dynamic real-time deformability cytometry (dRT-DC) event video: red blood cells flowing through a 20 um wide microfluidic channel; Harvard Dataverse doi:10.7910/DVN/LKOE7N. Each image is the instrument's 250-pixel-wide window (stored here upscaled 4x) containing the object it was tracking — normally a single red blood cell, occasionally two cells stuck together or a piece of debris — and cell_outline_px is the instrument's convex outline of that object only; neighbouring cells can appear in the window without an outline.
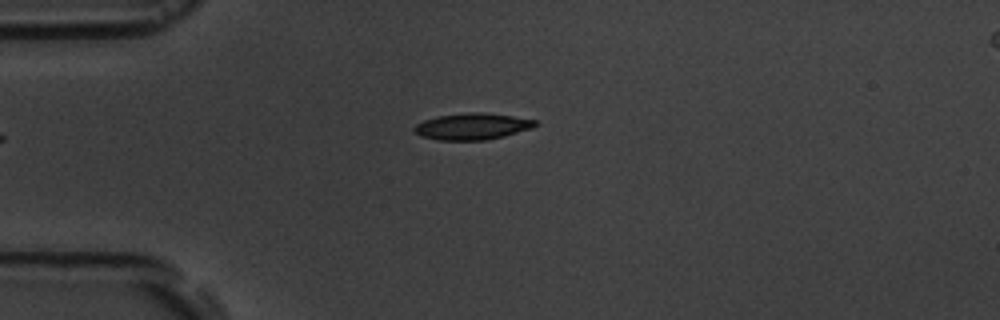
{"species": "common noctule bat (a hibernating species)", "species_latin": "Nyctalus noctula", "temperature_condition": "room temperature", "stored_images_in_passage": 4, "camera_frame_rate_fps": 3000, "um_per_image_px": 0.085, "animal": {"sex": "male", "body_mass_g": 19.5, "forearm_length_mm": 54.6}, "frame": {"image": 1, "passage_image": 4, "time_ms": 3.667, "image_size_px": [1000, 320], "cell_outline_px": [[540, 124], [532, 128], [504, 136], [488, 140], [440, 140], [420, 136], [412, 128], [416, 124], [424, 120], [436, 116], [468, 112], [484, 112], [512, 116], [536, 120]], "centroid_in_image_um": [40.15, 10.74], "position_along_channel_um": 44.8, "area_um2": 18.79}}